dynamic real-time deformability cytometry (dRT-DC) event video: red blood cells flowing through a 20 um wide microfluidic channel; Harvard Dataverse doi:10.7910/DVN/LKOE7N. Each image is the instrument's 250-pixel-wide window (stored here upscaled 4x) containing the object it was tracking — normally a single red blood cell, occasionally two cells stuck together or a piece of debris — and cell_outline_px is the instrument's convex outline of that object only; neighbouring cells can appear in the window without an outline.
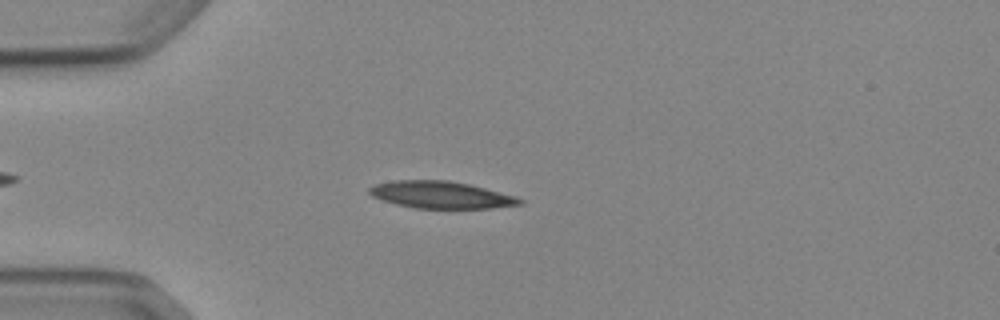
{"species": "Egyptian fruit bat (a non-hibernating species)", "species_latin": "Rousettus aegyptiacus", "temperature_condition": "cold", "stored_images_in_passage": 2, "camera_frame_rate_fps": 3000, "um_per_image_px": 0.085, "animal": {"sex": "female"}, "frame": {"image": 1, "passage_image": 2, "time_ms": 1.0, "image_size_px": [1000, 320], "cell_outline_px": [[524, 204], [492, 208], [416, 208], [396, 204], [372, 196], [368, 192], [368, 188], [376, 184], [392, 180], [448, 180], [468, 184], [516, 196], [524, 200]], "centroid_in_image_um": [37.49, 16.56], "position_along_channel_um": 47.5, "area_um2": 23.64}}